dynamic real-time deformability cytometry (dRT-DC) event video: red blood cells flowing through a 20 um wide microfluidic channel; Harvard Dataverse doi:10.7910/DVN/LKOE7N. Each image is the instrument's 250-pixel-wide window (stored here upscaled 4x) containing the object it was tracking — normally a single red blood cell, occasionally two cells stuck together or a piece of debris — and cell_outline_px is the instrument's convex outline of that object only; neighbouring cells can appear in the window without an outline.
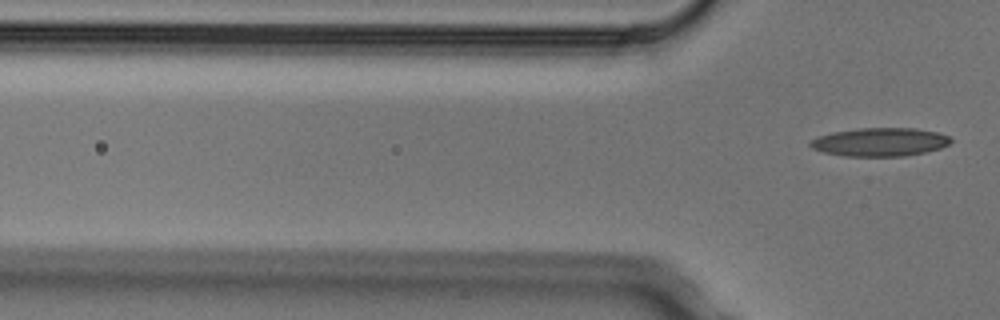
{"species": "Egyptian fruit bat (a non-hibernating species)", "species_latin": "Rousettus aegyptiacus", "temperature_condition": "cold", "stored_images_in_passage": 3, "segment_of_instrument_passage": [2, 2], "camera_frame_rate_fps": 3000, "um_per_image_px": 0.085, "animal": {"sex": "male"}, "frame": {"image": 1, "passage_image": 3, "time_ms": 0.667, "image_size_px": [1000, 320], "cell_outline_px": [[952, 140], [948, 144], [940, 148], [924, 152], [904, 156], [844, 156], [824, 152], [812, 148], [808, 144], [816, 136], [832, 132], [860, 128], [916, 128], [936, 132], [948, 136]], "centroid_in_image_um": [74.76, 12.07], "position_along_channel_um": 51.0, "area_um2": 23.18}}